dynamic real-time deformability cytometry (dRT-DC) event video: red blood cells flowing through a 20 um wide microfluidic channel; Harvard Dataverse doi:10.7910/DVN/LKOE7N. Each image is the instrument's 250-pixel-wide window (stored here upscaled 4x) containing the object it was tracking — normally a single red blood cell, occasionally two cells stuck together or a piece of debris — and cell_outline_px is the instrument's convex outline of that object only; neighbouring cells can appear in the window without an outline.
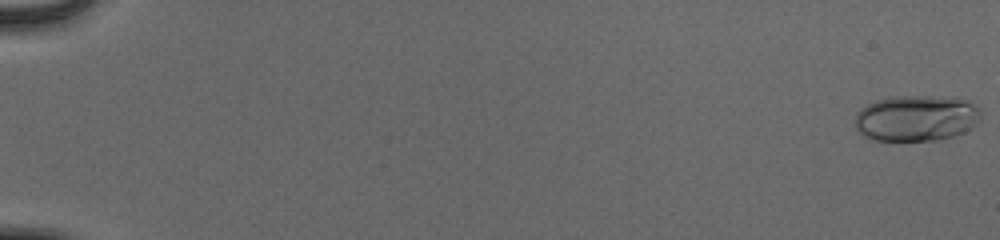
{"species": "human", "species_latin": "Homo sapiens", "temperature_condition": "cold", "stored_images_in_passage": 55, "camera_frame_rate_fps": 3000, "um_per_image_px": 0.085, "donor": {"sex": "male"}, "frame": {"image": 1, "passage_image": 1, "time_ms": 0.0, "image_size_px": [1000, 240], "cell_outline_px": [[980, 120], [972, 128], [964, 132], [940, 140], [872, 140], [856, 132], [856, 112], [860, 108], [876, 100], [888, 96], [956, 96], [972, 100], [980, 108]], "centroid_in_image_um": [77.92, 10.02], "position_along_channel_um": 7.1, "area_um2": 34.56}}
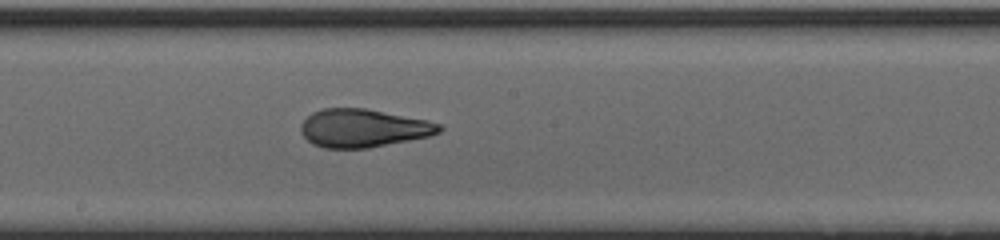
{"frame": {"image": 2, "passage_image": 33, "time_ms": 10.667, "image_size_px": [1000, 240], "cell_outline_px": [[444, 128], [440, 132], [428, 136], [368, 148], [324, 148], [312, 144], [300, 132], [300, 124], [312, 112], [324, 108], [364, 108], [428, 120], [440, 124]], "centroid_in_image_um": [30.85, 10.89], "position_along_channel_um": 217.3, "area_um2": 30.69}}
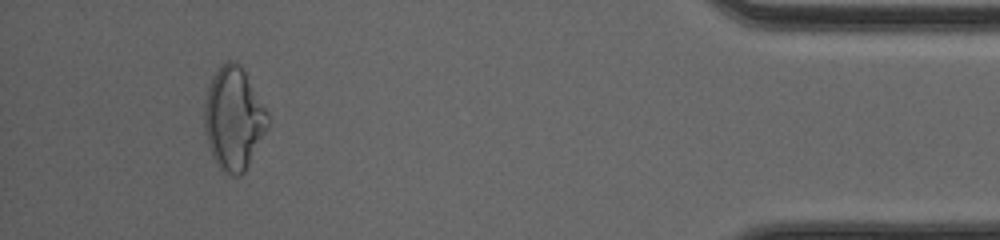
{"frame": {"image": 3, "passage_image": 52, "time_ms": 17.0, "image_size_px": [1000, 240], "cell_outline_px": [[268, 128], [244, 172], [240, 176], [232, 176], [220, 172], [212, 156], [208, 144], [204, 128], [204, 104], [208, 88], [212, 76], [220, 64], [228, 60], [232, 60], [240, 64], [268, 112]], "centroid_in_image_um": [19.84, 10.1], "position_along_channel_um": 415.4, "area_um2": 38.15}, "authors_computed_cell_mechanics": {"area_um2": 30.8074, "velocity_mm_per_s": 3.9484, "shape_relaxation_time_tau1_ms": 5.4586, "shape_relaxation_time_tau2_ms": 1.2413, "deformation_change_tau1": 0.2013, "deformation_change_tau2": 0.0844}}